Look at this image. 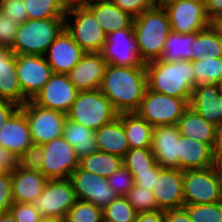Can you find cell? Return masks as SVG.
Here are the masks:
<instances>
[{
  "label": "cell",
  "mask_w": 222,
  "mask_h": 222,
  "mask_svg": "<svg viewBox=\"0 0 222 222\" xmlns=\"http://www.w3.org/2000/svg\"><path fill=\"white\" fill-rule=\"evenodd\" d=\"M147 88L145 66L107 64L100 90L118 113L136 112Z\"/></svg>",
  "instance_id": "cell-1"
},
{
  "label": "cell",
  "mask_w": 222,
  "mask_h": 222,
  "mask_svg": "<svg viewBox=\"0 0 222 222\" xmlns=\"http://www.w3.org/2000/svg\"><path fill=\"white\" fill-rule=\"evenodd\" d=\"M192 61L166 62L160 59L145 63L147 89L171 97L191 98L196 86Z\"/></svg>",
  "instance_id": "cell-2"
},
{
  "label": "cell",
  "mask_w": 222,
  "mask_h": 222,
  "mask_svg": "<svg viewBox=\"0 0 222 222\" xmlns=\"http://www.w3.org/2000/svg\"><path fill=\"white\" fill-rule=\"evenodd\" d=\"M139 57L143 63L160 59L171 25L163 7L154 5L133 19Z\"/></svg>",
  "instance_id": "cell-3"
},
{
  "label": "cell",
  "mask_w": 222,
  "mask_h": 222,
  "mask_svg": "<svg viewBox=\"0 0 222 222\" xmlns=\"http://www.w3.org/2000/svg\"><path fill=\"white\" fill-rule=\"evenodd\" d=\"M65 28V18L29 19L19 25L11 50L15 55H42Z\"/></svg>",
  "instance_id": "cell-4"
},
{
  "label": "cell",
  "mask_w": 222,
  "mask_h": 222,
  "mask_svg": "<svg viewBox=\"0 0 222 222\" xmlns=\"http://www.w3.org/2000/svg\"><path fill=\"white\" fill-rule=\"evenodd\" d=\"M118 117V112L100 89L79 91L67 118L96 131Z\"/></svg>",
  "instance_id": "cell-5"
},
{
  "label": "cell",
  "mask_w": 222,
  "mask_h": 222,
  "mask_svg": "<svg viewBox=\"0 0 222 222\" xmlns=\"http://www.w3.org/2000/svg\"><path fill=\"white\" fill-rule=\"evenodd\" d=\"M65 28L85 53L102 52L107 35L85 5L66 8Z\"/></svg>",
  "instance_id": "cell-6"
},
{
  "label": "cell",
  "mask_w": 222,
  "mask_h": 222,
  "mask_svg": "<svg viewBox=\"0 0 222 222\" xmlns=\"http://www.w3.org/2000/svg\"><path fill=\"white\" fill-rule=\"evenodd\" d=\"M222 166L183 171L184 204H212L222 201Z\"/></svg>",
  "instance_id": "cell-7"
},
{
  "label": "cell",
  "mask_w": 222,
  "mask_h": 222,
  "mask_svg": "<svg viewBox=\"0 0 222 222\" xmlns=\"http://www.w3.org/2000/svg\"><path fill=\"white\" fill-rule=\"evenodd\" d=\"M191 98L171 97L146 88L136 113L153 127L177 125L189 107Z\"/></svg>",
  "instance_id": "cell-8"
},
{
  "label": "cell",
  "mask_w": 222,
  "mask_h": 222,
  "mask_svg": "<svg viewBox=\"0 0 222 222\" xmlns=\"http://www.w3.org/2000/svg\"><path fill=\"white\" fill-rule=\"evenodd\" d=\"M20 109L25 113L34 144L43 145L62 136L66 113L40 107L32 100Z\"/></svg>",
  "instance_id": "cell-9"
},
{
  "label": "cell",
  "mask_w": 222,
  "mask_h": 222,
  "mask_svg": "<svg viewBox=\"0 0 222 222\" xmlns=\"http://www.w3.org/2000/svg\"><path fill=\"white\" fill-rule=\"evenodd\" d=\"M75 191L69 179L49 180L42 194L31 201L42 217L65 219L76 202Z\"/></svg>",
  "instance_id": "cell-10"
},
{
  "label": "cell",
  "mask_w": 222,
  "mask_h": 222,
  "mask_svg": "<svg viewBox=\"0 0 222 222\" xmlns=\"http://www.w3.org/2000/svg\"><path fill=\"white\" fill-rule=\"evenodd\" d=\"M45 157L41 173L49 180L69 179L79 167L80 158L75 149L62 136L42 145Z\"/></svg>",
  "instance_id": "cell-11"
},
{
  "label": "cell",
  "mask_w": 222,
  "mask_h": 222,
  "mask_svg": "<svg viewBox=\"0 0 222 222\" xmlns=\"http://www.w3.org/2000/svg\"><path fill=\"white\" fill-rule=\"evenodd\" d=\"M171 31L187 34L203 31L213 23L206 12L205 0H184L164 7Z\"/></svg>",
  "instance_id": "cell-12"
},
{
  "label": "cell",
  "mask_w": 222,
  "mask_h": 222,
  "mask_svg": "<svg viewBox=\"0 0 222 222\" xmlns=\"http://www.w3.org/2000/svg\"><path fill=\"white\" fill-rule=\"evenodd\" d=\"M16 70L26 101L32 100L53 74L51 66L42 55H16Z\"/></svg>",
  "instance_id": "cell-13"
},
{
  "label": "cell",
  "mask_w": 222,
  "mask_h": 222,
  "mask_svg": "<svg viewBox=\"0 0 222 222\" xmlns=\"http://www.w3.org/2000/svg\"><path fill=\"white\" fill-rule=\"evenodd\" d=\"M78 200L87 201L104 209L118 195L109 186L107 178L76 168L69 177Z\"/></svg>",
  "instance_id": "cell-14"
},
{
  "label": "cell",
  "mask_w": 222,
  "mask_h": 222,
  "mask_svg": "<svg viewBox=\"0 0 222 222\" xmlns=\"http://www.w3.org/2000/svg\"><path fill=\"white\" fill-rule=\"evenodd\" d=\"M101 53L107 64L128 67L145 66L139 57L133 24L107 35Z\"/></svg>",
  "instance_id": "cell-15"
},
{
  "label": "cell",
  "mask_w": 222,
  "mask_h": 222,
  "mask_svg": "<svg viewBox=\"0 0 222 222\" xmlns=\"http://www.w3.org/2000/svg\"><path fill=\"white\" fill-rule=\"evenodd\" d=\"M78 92L68 74L53 73L32 101L40 107L67 114Z\"/></svg>",
  "instance_id": "cell-16"
},
{
  "label": "cell",
  "mask_w": 222,
  "mask_h": 222,
  "mask_svg": "<svg viewBox=\"0 0 222 222\" xmlns=\"http://www.w3.org/2000/svg\"><path fill=\"white\" fill-rule=\"evenodd\" d=\"M85 52L64 28L49 46L44 57L56 74H68L80 61Z\"/></svg>",
  "instance_id": "cell-17"
},
{
  "label": "cell",
  "mask_w": 222,
  "mask_h": 222,
  "mask_svg": "<svg viewBox=\"0 0 222 222\" xmlns=\"http://www.w3.org/2000/svg\"><path fill=\"white\" fill-rule=\"evenodd\" d=\"M179 138L177 125L153 127L151 151L162 168L180 169Z\"/></svg>",
  "instance_id": "cell-18"
},
{
  "label": "cell",
  "mask_w": 222,
  "mask_h": 222,
  "mask_svg": "<svg viewBox=\"0 0 222 222\" xmlns=\"http://www.w3.org/2000/svg\"><path fill=\"white\" fill-rule=\"evenodd\" d=\"M153 193L158 204V210L165 211L183 207V171L164 168L156 177Z\"/></svg>",
  "instance_id": "cell-19"
},
{
  "label": "cell",
  "mask_w": 222,
  "mask_h": 222,
  "mask_svg": "<svg viewBox=\"0 0 222 222\" xmlns=\"http://www.w3.org/2000/svg\"><path fill=\"white\" fill-rule=\"evenodd\" d=\"M106 66L107 62L101 52L85 53L68 76L78 91L97 90L102 83Z\"/></svg>",
  "instance_id": "cell-20"
},
{
  "label": "cell",
  "mask_w": 222,
  "mask_h": 222,
  "mask_svg": "<svg viewBox=\"0 0 222 222\" xmlns=\"http://www.w3.org/2000/svg\"><path fill=\"white\" fill-rule=\"evenodd\" d=\"M189 106L206 121L222 124V92L218 84H200L193 88Z\"/></svg>",
  "instance_id": "cell-21"
},
{
  "label": "cell",
  "mask_w": 222,
  "mask_h": 222,
  "mask_svg": "<svg viewBox=\"0 0 222 222\" xmlns=\"http://www.w3.org/2000/svg\"><path fill=\"white\" fill-rule=\"evenodd\" d=\"M32 143L25 113L19 109L1 128L0 146L19 157Z\"/></svg>",
  "instance_id": "cell-22"
},
{
  "label": "cell",
  "mask_w": 222,
  "mask_h": 222,
  "mask_svg": "<svg viewBox=\"0 0 222 222\" xmlns=\"http://www.w3.org/2000/svg\"><path fill=\"white\" fill-rule=\"evenodd\" d=\"M0 99L19 106L27 102L18 81L16 55L11 48L2 46H0Z\"/></svg>",
  "instance_id": "cell-23"
},
{
  "label": "cell",
  "mask_w": 222,
  "mask_h": 222,
  "mask_svg": "<svg viewBox=\"0 0 222 222\" xmlns=\"http://www.w3.org/2000/svg\"><path fill=\"white\" fill-rule=\"evenodd\" d=\"M48 181L41 172L24 170L17 166L11 173L13 202L31 203L42 194Z\"/></svg>",
  "instance_id": "cell-24"
},
{
  "label": "cell",
  "mask_w": 222,
  "mask_h": 222,
  "mask_svg": "<svg viewBox=\"0 0 222 222\" xmlns=\"http://www.w3.org/2000/svg\"><path fill=\"white\" fill-rule=\"evenodd\" d=\"M180 170L205 169L215 166L213 148L196 139L180 135L179 138Z\"/></svg>",
  "instance_id": "cell-25"
},
{
  "label": "cell",
  "mask_w": 222,
  "mask_h": 222,
  "mask_svg": "<svg viewBox=\"0 0 222 222\" xmlns=\"http://www.w3.org/2000/svg\"><path fill=\"white\" fill-rule=\"evenodd\" d=\"M85 6L94 14L106 35L133 24L134 17L118 8L110 0H90Z\"/></svg>",
  "instance_id": "cell-26"
},
{
  "label": "cell",
  "mask_w": 222,
  "mask_h": 222,
  "mask_svg": "<svg viewBox=\"0 0 222 222\" xmlns=\"http://www.w3.org/2000/svg\"><path fill=\"white\" fill-rule=\"evenodd\" d=\"M98 151L124 157L129 148L122 121L116 117L95 131Z\"/></svg>",
  "instance_id": "cell-27"
},
{
  "label": "cell",
  "mask_w": 222,
  "mask_h": 222,
  "mask_svg": "<svg viewBox=\"0 0 222 222\" xmlns=\"http://www.w3.org/2000/svg\"><path fill=\"white\" fill-rule=\"evenodd\" d=\"M177 127L180 135L209 144L213 148L217 126L206 121L190 106L178 120Z\"/></svg>",
  "instance_id": "cell-28"
},
{
  "label": "cell",
  "mask_w": 222,
  "mask_h": 222,
  "mask_svg": "<svg viewBox=\"0 0 222 222\" xmlns=\"http://www.w3.org/2000/svg\"><path fill=\"white\" fill-rule=\"evenodd\" d=\"M122 121L129 148H151L153 126L136 112L118 113Z\"/></svg>",
  "instance_id": "cell-29"
},
{
  "label": "cell",
  "mask_w": 222,
  "mask_h": 222,
  "mask_svg": "<svg viewBox=\"0 0 222 222\" xmlns=\"http://www.w3.org/2000/svg\"><path fill=\"white\" fill-rule=\"evenodd\" d=\"M192 61L200 58H222V30L213 23L203 31L195 32L192 44Z\"/></svg>",
  "instance_id": "cell-30"
},
{
  "label": "cell",
  "mask_w": 222,
  "mask_h": 222,
  "mask_svg": "<svg viewBox=\"0 0 222 222\" xmlns=\"http://www.w3.org/2000/svg\"><path fill=\"white\" fill-rule=\"evenodd\" d=\"M62 137L74 147L81 158L98 151L95 131L66 118Z\"/></svg>",
  "instance_id": "cell-31"
},
{
  "label": "cell",
  "mask_w": 222,
  "mask_h": 222,
  "mask_svg": "<svg viewBox=\"0 0 222 222\" xmlns=\"http://www.w3.org/2000/svg\"><path fill=\"white\" fill-rule=\"evenodd\" d=\"M123 165V158L96 151L80 158L79 167L87 172L108 178Z\"/></svg>",
  "instance_id": "cell-32"
},
{
  "label": "cell",
  "mask_w": 222,
  "mask_h": 222,
  "mask_svg": "<svg viewBox=\"0 0 222 222\" xmlns=\"http://www.w3.org/2000/svg\"><path fill=\"white\" fill-rule=\"evenodd\" d=\"M195 32L180 34L171 31L164 43V50L160 60L176 62L178 60L192 61V44Z\"/></svg>",
  "instance_id": "cell-33"
},
{
  "label": "cell",
  "mask_w": 222,
  "mask_h": 222,
  "mask_svg": "<svg viewBox=\"0 0 222 222\" xmlns=\"http://www.w3.org/2000/svg\"><path fill=\"white\" fill-rule=\"evenodd\" d=\"M29 19L65 18L66 7L60 0H23Z\"/></svg>",
  "instance_id": "cell-34"
},
{
  "label": "cell",
  "mask_w": 222,
  "mask_h": 222,
  "mask_svg": "<svg viewBox=\"0 0 222 222\" xmlns=\"http://www.w3.org/2000/svg\"><path fill=\"white\" fill-rule=\"evenodd\" d=\"M196 86L200 84H218L222 76V58H200L192 61Z\"/></svg>",
  "instance_id": "cell-35"
},
{
  "label": "cell",
  "mask_w": 222,
  "mask_h": 222,
  "mask_svg": "<svg viewBox=\"0 0 222 222\" xmlns=\"http://www.w3.org/2000/svg\"><path fill=\"white\" fill-rule=\"evenodd\" d=\"M123 165L130 173H144L151 171L157 163L151 148H131L123 157Z\"/></svg>",
  "instance_id": "cell-36"
},
{
  "label": "cell",
  "mask_w": 222,
  "mask_h": 222,
  "mask_svg": "<svg viewBox=\"0 0 222 222\" xmlns=\"http://www.w3.org/2000/svg\"><path fill=\"white\" fill-rule=\"evenodd\" d=\"M136 215L125 196H118L103 209V220L107 222H134Z\"/></svg>",
  "instance_id": "cell-37"
},
{
  "label": "cell",
  "mask_w": 222,
  "mask_h": 222,
  "mask_svg": "<svg viewBox=\"0 0 222 222\" xmlns=\"http://www.w3.org/2000/svg\"><path fill=\"white\" fill-rule=\"evenodd\" d=\"M103 209L90 202L76 200L67 213L65 222H102Z\"/></svg>",
  "instance_id": "cell-38"
},
{
  "label": "cell",
  "mask_w": 222,
  "mask_h": 222,
  "mask_svg": "<svg viewBox=\"0 0 222 222\" xmlns=\"http://www.w3.org/2000/svg\"><path fill=\"white\" fill-rule=\"evenodd\" d=\"M192 222H222V201L212 204H184Z\"/></svg>",
  "instance_id": "cell-39"
},
{
  "label": "cell",
  "mask_w": 222,
  "mask_h": 222,
  "mask_svg": "<svg viewBox=\"0 0 222 222\" xmlns=\"http://www.w3.org/2000/svg\"><path fill=\"white\" fill-rule=\"evenodd\" d=\"M125 197L137 214L158 210V204L153 190L143 189L134 184Z\"/></svg>",
  "instance_id": "cell-40"
},
{
  "label": "cell",
  "mask_w": 222,
  "mask_h": 222,
  "mask_svg": "<svg viewBox=\"0 0 222 222\" xmlns=\"http://www.w3.org/2000/svg\"><path fill=\"white\" fill-rule=\"evenodd\" d=\"M45 157L43 147L32 143L18 159V166L28 171H41L43 159Z\"/></svg>",
  "instance_id": "cell-41"
},
{
  "label": "cell",
  "mask_w": 222,
  "mask_h": 222,
  "mask_svg": "<svg viewBox=\"0 0 222 222\" xmlns=\"http://www.w3.org/2000/svg\"><path fill=\"white\" fill-rule=\"evenodd\" d=\"M107 181L118 196H126L127 192L134 186V178L124 165L109 176Z\"/></svg>",
  "instance_id": "cell-42"
},
{
  "label": "cell",
  "mask_w": 222,
  "mask_h": 222,
  "mask_svg": "<svg viewBox=\"0 0 222 222\" xmlns=\"http://www.w3.org/2000/svg\"><path fill=\"white\" fill-rule=\"evenodd\" d=\"M0 13L18 24L29 20L23 0H0Z\"/></svg>",
  "instance_id": "cell-43"
},
{
  "label": "cell",
  "mask_w": 222,
  "mask_h": 222,
  "mask_svg": "<svg viewBox=\"0 0 222 222\" xmlns=\"http://www.w3.org/2000/svg\"><path fill=\"white\" fill-rule=\"evenodd\" d=\"M9 211L16 222H39L43 217L30 203L14 202Z\"/></svg>",
  "instance_id": "cell-44"
},
{
  "label": "cell",
  "mask_w": 222,
  "mask_h": 222,
  "mask_svg": "<svg viewBox=\"0 0 222 222\" xmlns=\"http://www.w3.org/2000/svg\"><path fill=\"white\" fill-rule=\"evenodd\" d=\"M18 23L0 13V46L12 48L19 28Z\"/></svg>",
  "instance_id": "cell-45"
},
{
  "label": "cell",
  "mask_w": 222,
  "mask_h": 222,
  "mask_svg": "<svg viewBox=\"0 0 222 222\" xmlns=\"http://www.w3.org/2000/svg\"><path fill=\"white\" fill-rule=\"evenodd\" d=\"M121 10L129 13L132 17L139 16L143 11L155 5L154 0H110Z\"/></svg>",
  "instance_id": "cell-46"
},
{
  "label": "cell",
  "mask_w": 222,
  "mask_h": 222,
  "mask_svg": "<svg viewBox=\"0 0 222 222\" xmlns=\"http://www.w3.org/2000/svg\"><path fill=\"white\" fill-rule=\"evenodd\" d=\"M11 173L0 174V213L8 212L13 204Z\"/></svg>",
  "instance_id": "cell-47"
},
{
  "label": "cell",
  "mask_w": 222,
  "mask_h": 222,
  "mask_svg": "<svg viewBox=\"0 0 222 222\" xmlns=\"http://www.w3.org/2000/svg\"><path fill=\"white\" fill-rule=\"evenodd\" d=\"M159 164H157L151 171L144 173H131L134 178V184L138 187L147 190H153L156 183V177L160 175L163 170Z\"/></svg>",
  "instance_id": "cell-48"
},
{
  "label": "cell",
  "mask_w": 222,
  "mask_h": 222,
  "mask_svg": "<svg viewBox=\"0 0 222 222\" xmlns=\"http://www.w3.org/2000/svg\"><path fill=\"white\" fill-rule=\"evenodd\" d=\"M17 158L11 151L0 146V171L2 173H12L18 166Z\"/></svg>",
  "instance_id": "cell-49"
},
{
  "label": "cell",
  "mask_w": 222,
  "mask_h": 222,
  "mask_svg": "<svg viewBox=\"0 0 222 222\" xmlns=\"http://www.w3.org/2000/svg\"><path fill=\"white\" fill-rule=\"evenodd\" d=\"M20 107L13 102L0 99V130Z\"/></svg>",
  "instance_id": "cell-50"
},
{
  "label": "cell",
  "mask_w": 222,
  "mask_h": 222,
  "mask_svg": "<svg viewBox=\"0 0 222 222\" xmlns=\"http://www.w3.org/2000/svg\"><path fill=\"white\" fill-rule=\"evenodd\" d=\"M164 222H192L184 207L164 211Z\"/></svg>",
  "instance_id": "cell-51"
},
{
  "label": "cell",
  "mask_w": 222,
  "mask_h": 222,
  "mask_svg": "<svg viewBox=\"0 0 222 222\" xmlns=\"http://www.w3.org/2000/svg\"><path fill=\"white\" fill-rule=\"evenodd\" d=\"M205 2L209 19L217 24L222 19V0H205Z\"/></svg>",
  "instance_id": "cell-52"
},
{
  "label": "cell",
  "mask_w": 222,
  "mask_h": 222,
  "mask_svg": "<svg viewBox=\"0 0 222 222\" xmlns=\"http://www.w3.org/2000/svg\"><path fill=\"white\" fill-rule=\"evenodd\" d=\"M213 157L216 165L222 166V124L216 127Z\"/></svg>",
  "instance_id": "cell-53"
},
{
  "label": "cell",
  "mask_w": 222,
  "mask_h": 222,
  "mask_svg": "<svg viewBox=\"0 0 222 222\" xmlns=\"http://www.w3.org/2000/svg\"><path fill=\"white\" fill-rule=\"evenodd\" d=\"M134 222H164V211H149L138 213Z\"/></svg>",
  "instance_id": "cell-54"
},
{
  "label": "cell",
  "mask_w": 222,
  "mask_h": 222,
  "mask_svg": "<svg viewBox=\"0 0 222 222\" xmlns=\"http://www.w3.org/2000/svg\"><path fill=\"white\" fill-rule=\"evenodd\" d=\"M65 7H70L74 5H85L87 3V0H60Z\"/></svg>",
  "instance_id": "cell-55"
},
{
  "label": "cell",
  "mask_w": 222,
  "mask_h": 222,
  "mask_svg": "<svg viewBox=\"0 0 222 222\" xmlns=\"http://www.w3.org/2000/svg\"><path fill=\"white\" fill-rule=\"evenodd\" d=\"M0 222H16L10 211L0 213Z\"/></svg>",
  "instance_id": "cell-56"
},
{
  "label": "cell",
  "mask_w": 222,
  "mask_h": 222,
  "mask_svg": "<svg viewBox=\"0 0 222 222\" xmlns=\"http://www.w3.org/2000/svg\"><path fill=\"white\" fill-rule=\"evenodd\" d=\"M181 1H184V0H155V5L164 8L167 5H170L176 2H181Z\"/></svg>",
  "instance_id": "cell-57"
},
{
  "label": "cell",
  "mask_w": 222,
  "mask_h": 222,
  "mask_svg": "<svg viewBox=\"0 0 222 222\" xmlns=\"http://www.w3.org/2000/svg\"><path fill=\"white\" fill-rule=\"evenodd\" d=\"M39 222H65V219L43 217Z\"/></svg>",
  "instance_id": "cell-58"
},
{
  "label": "cell",
  "mask_w": 222,
  "mask_h": 222,
  "mask_svg": "<svg viewBox=\"0 0 222 222\" xmlns=\"http://www.w3.org/2000/svg\"><path fill=\"white\" fill-rule=\"evenodd\" d=\"M218 87H219L220 91L222 92V76H221V79L218 83Z\"/></svg>",
  "instance_id": "cell-59"
},
{
  "label": "cell",
  "mask_w": 222,
  "mask_h": 222,
  "mask_svg": "<svg viewBox=\"0 0 222 222\" xmlns=\"http://www.w3.org/2000/svg\"><path fill=\"white\" fill-rule=\"evenodd\" d=\"M217 25L221 28L222 30V19L217 23Z\"/></svg>",
  "instance_id": "cell-60"
}]
</instances>
